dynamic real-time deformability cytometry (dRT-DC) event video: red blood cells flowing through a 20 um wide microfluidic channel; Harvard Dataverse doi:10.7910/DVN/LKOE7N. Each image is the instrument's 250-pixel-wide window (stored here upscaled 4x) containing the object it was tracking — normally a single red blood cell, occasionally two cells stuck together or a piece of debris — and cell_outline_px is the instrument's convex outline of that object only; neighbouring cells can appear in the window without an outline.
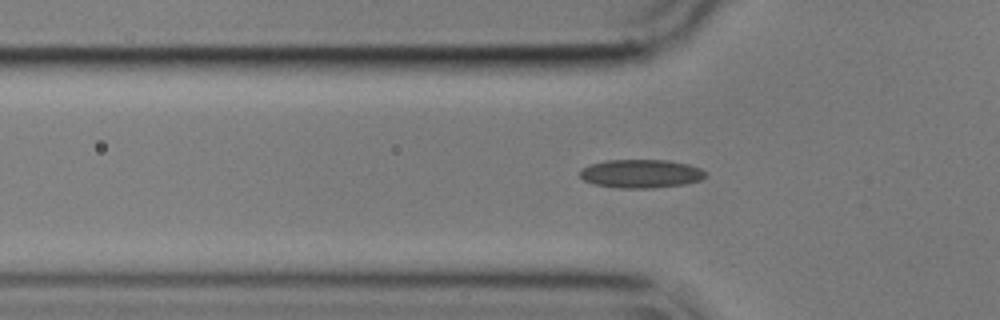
{"species": "common noctule bat (a hibernating species)", "species_latin": "Nyctalus noctula", "temperature_condition": "cold", "stored_images_in_passage": 43, "camera_frame_rate_fps": 3000, "um_per_image_px": 0.085, "animal": {"sex": "male", "body_mass_g": 17.9}, "frame": {"image": 1, "passage_image": 4, "time_ms": 1.0, "image_size_px": [1000, 320], "cell_outline_px": [[704, 176], [700, 180], [684, 184], [652, 188], [620, 188], [592, 184], [584, 180], [580, 176], [580, 168], [588, 164], [608, 160], [668, 160], [688, 164], [700, 168], [704, 172]], "centroid_in_image_um": [54.42, 14.76], "position_along_channel_um": 71.4, "area_um2": 20.87}}
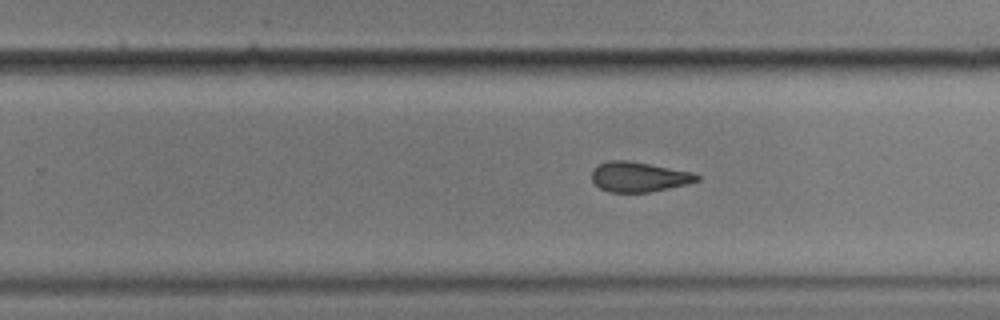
{"frame": {"image": 2, "passage_image": 21, "time_ms": 6.667, "image_size_px": [1000, 320], "cell_outline_px": [[700, 180], [684, 184], [648, 192], [608, 192], [600, 188], [592, 180], [592, 172], [600, 164], [608, 160], [628, 160], [692, 172], [700, 176]], "centroid_in_image_um": [54.28, 15.03], "position_along_channel_um": 275.5, "area_um2": 18.03}}
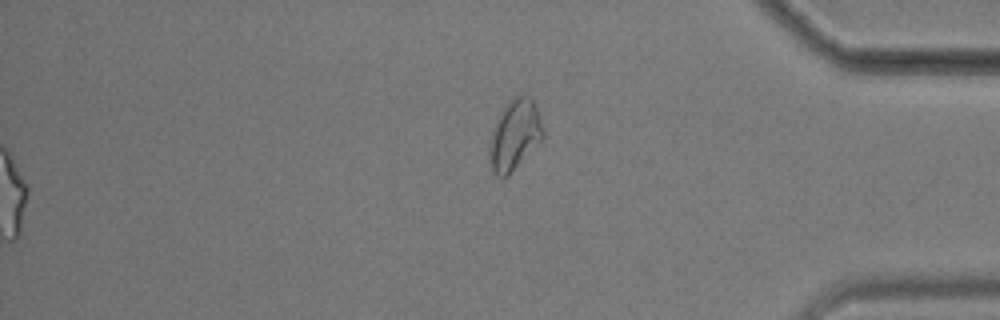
{"frame": {"image": 3, "passage_image": 43, "time_ms": 14.0, "image_size_px": [1000, 320], "cell_outline_px": [[544, 140], [508, 176], [496, 176], [488, 160], [488, 144], [496, 120], [504, 104], [512, 96], [528, 96], [532, 100], [536, 108], [544, 132]], "centroid_in_image_um": [43.73, 11.49], "position_along_channel_um": 391.5, "area_um2": 22.31}, "authors_computed_cell_mechanics": {"area_um2": 19.7098, "velocity_mm_per_s": 3.5972, "shape_relaxation_time_tau1_ms": 6.3628, "shape_relaxation_time_tau2_ms": 2.784, "deformation_change_tau1": 0.1229, "deformation_change_tau2": 0.0854}}